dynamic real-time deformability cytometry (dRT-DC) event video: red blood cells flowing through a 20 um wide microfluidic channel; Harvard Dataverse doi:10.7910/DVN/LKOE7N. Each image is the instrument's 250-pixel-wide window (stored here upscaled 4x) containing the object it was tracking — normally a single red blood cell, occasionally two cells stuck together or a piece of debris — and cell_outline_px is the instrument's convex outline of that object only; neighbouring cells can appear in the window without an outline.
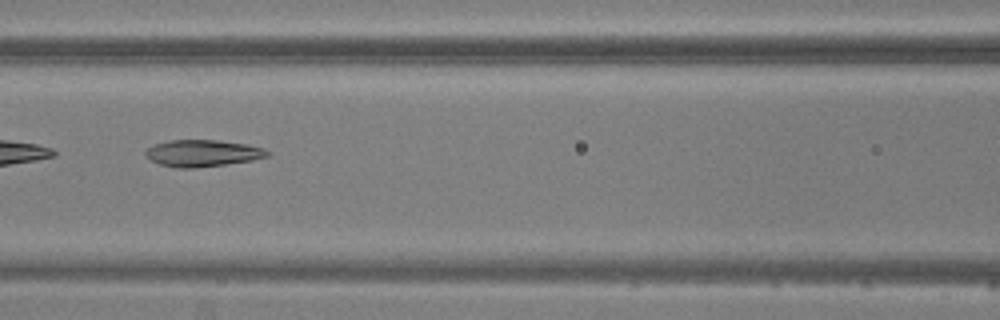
{"species": "common noctule bat (a hibernating species)", "species_latin": "Nyctalus noctula", "temperature_condition": "warm", "stored_images_in_passage": 8, "camera_frame_rate_fps": 3000, "um_per_image_px": 0.085, "animal": {"sex": "male", "body_mass_g": 20.5, "forearm_length_mm": 52.5}, "frame": {"image": 1, "passage_image": 8, "time_ms": 9.0, "image_size_px": [1000, 320], "cell_outline_px": [[268, 156], [252, 160], [196, 168], [176, 168], [160, 164], [152, 160], [144, 152], [152, 144], [172, 140], [216, 140], [244, 144], [264, 148], [268, 152]], "centroid_in_image_um": [17.19, 13.02], "position_along_channel_um": 149.4, "area_um2": 18.73}}